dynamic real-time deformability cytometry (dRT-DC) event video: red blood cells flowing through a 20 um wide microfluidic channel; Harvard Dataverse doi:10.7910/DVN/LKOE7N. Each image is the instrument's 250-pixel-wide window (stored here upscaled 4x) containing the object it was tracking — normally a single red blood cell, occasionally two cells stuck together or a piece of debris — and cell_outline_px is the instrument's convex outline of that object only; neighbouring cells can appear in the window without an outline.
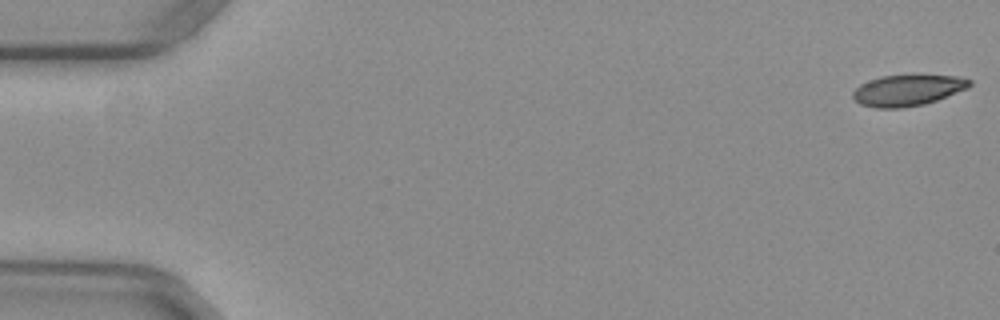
{"species": "common noctule bat (a hibernating species)", "species_latin": "Nyctalus noctula", "temperature_condition": "warm", "stored_images_in_passage": 11, "camera_frame_rate_fps": 3000, "um_per_image_px": 0.085, "animal": {"sex": "female", "body_mass_g": 29.2, "forearm_length_mm": 56.3}, "frame": {"image": 1, "passage_image": 1, "time_ms": 0.0, "image_size_px": [1000, 320], "cell_outline_px": [[972, 84], [968, 88], [936, 100], [924, 104], [900, 108], [876, 108], [860, 104], [852, 96], [852, 92], [860, 84], [868, 80], [880, 76], [960, 76], [972, 80]], "centroid_in_image_um": [77.14, 7.68], "position_along_channel_um": 7.9, "area_um2": 20.92}}